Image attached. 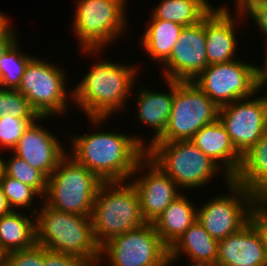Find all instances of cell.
I'll return each mask as SVG.
<instances>
[{"mask_svg":"<svg viewBox=\"0 0 267 266\" xmlns=\"http://www.w3.org/2000/svg\"><path fill=\"white\" fill-rule=\"evenodd\" d=\"M72 138L69 155L102 182L126 181L133 178L134 170L146 156L148 147L145 140L143 142L139 136L115 131L99 130Z\"/></svg>","mask_w":267,"mask_h":266,"instance_id":"6da1fadb","label":"cell"},{"mask_svg":"<svg viewBox=\"0 0 267 266\" xmlns=\"http://www.w3.org/2000/svg\"><path fill=\"white\" fill-rule=\"evenodd\" d=\"M104 60L98 59L72 91L73 103L83 110L94 127H101L118 110L123 112L138 74L137 67Z\"/></svg>","mask_w":267,"mask_h":266,"instance_id":"7a4b0ae2","label":"cell"},{"mask_svg":"<svg viewBox=\"0 0 267 266\" xmlns=\"http://www.w3.org/2000/svg\"><path fill=\"white\" fill-rule=\"evenodd\" d=\"M42 204L40 212L35 213L36 244L97 266L100 246L94 239L91 216L65 213Z\"/></svg>","mask_w":267,"mask_h":266,"instance_id":"3957f363","label":"cell"},{"mask_svg":"<svg viewBox=\"0 0 267 266\" xmlns=\"http://www.w3.org/2000/svg\"><path fill=\"white\" fill-rule=\"evenodd\" d=\"M92 230L101 246L112 237L143 226L140 201L130 181L102 182L91 213Z\"/></svg>","mask_w":267,"mask_h":266,"instance_id":"277c9868","label":"cell"},{"mask_svg":"<svg viewBox=\"0 0 267 266\" xmlns=\"http://www.w3.org/2000/svg\"><path fill=\"white\" fill-rule=\"evenodd\" d=\"M102 181L72 156L65 155L48 177L41 203L71 214L91 216Z\"/></svg>","mask_w":267,"mask_h":266,"instance_id":"5b68a950","label":"cell"},{"mask_svg":"<svg viewBox=\"0 0 267 266\" xmlns=\"http://www.w3.org/2000/svg\"><path fill=\"white\" fill-rule=\"evenodd\" d=\"M126 0H77L73 30L84 53L99 56L127 29ZM93 54V55H92Z\"/></svg>","mask_w":267,"mask_h":266,"instance_id":"8992f818","label":"cell"},{"mask_svg":"<svg viewBox=\"0 0 267 266\" xmlns=\"http://www.w3.org/2000/svg\"><path fill=\"white\" fill-rule=\"evenodd\" d=\"M146 156L176 183L179 190L201 188L223 170L190 140L154 142L146 149Z\"/></svg>","mask_w":267,"mask_h":266,"instance_id":"52a82bcc","label":"cell"},{"mask_svg":"<svg viewBox=\"0 0 267 266\" xmlns=\"http://www.w3.org/2000/svg\"><path fill=\"white\" fill-rule=\"evenodd\" d=\"M219 107L193 82L174 80L172 109L164 133L155 142L190 140L218 119Z\"/></svg>","mask_w":267,"mask_h":266,"instance_id":"ba28073f","label":"cell"},{"mask_svg":"<svg viewBox=\"0 0 267 266\" xmlns=\"http://www.w3.org/2000/svg\"><path fill=\"white\" fill-rule=\"evenodd\" d=\"M61 69L35 56L26 66L17 90L25 96L39 117L66 115L68 111L67 101H72V91L69 90V94L66 89V73Z\"/></svg>","mask_w":267,"mask_h":266,"instance_id":"9c48e42d","label":"cell"},{"mask_svg":"<svg viewBox=\"0 0 267 266\" xmlns=\"http://www.w3.org/2000/svg\"><path fill=\"white\" fill-rule=\"evenodd\" d=\"M110 266H171L169 248L162 242L153 223L119 234L100 246L101 260Z\"/></svg>","mask_w":267,"mask_h":266,"instance_id":"30bf717a","label":"cell"},{"mask_svg":"<svg viewBox=\"0 0 267 266\" xmlns=\"http://www.w3.org/2000/svg\"><path fill=\"white\" fill-rule=\"evenodd\" d=\"M193 82L221 107L258 93V66L240 59L211 64Z\"/></svg>","mask_w":267,"mask_h":266,"instance_id":"8fae6325","label":"cell"},{"mask_svg":"<svg viewBox=\"0 0 267 266\" xmlns=\"http://www.w3.org/2000/svg\"><path fill=\"white\" fill-rule=\"evenodd\" d=\"M229 195H218L197 208V221L217 241L238 232L249 222V211L257 198L253 193L231 180Z\"/></svg>","mask_w":267,"mask_h":266,"instance_id":"7c38bea8","label":"cell"},{"mask_svg":"<svg viewBox=\"0 0 267 266\" xmlns=\"http://www.w3.org/2000/svg\"><path fill=\"white\" fill-rule=\"evenodd\" d=\"M218 119L241 155L267 131L266 106L261 96L254 99L252 95L219 107Z\"/></svg>","mask_w":267,"mask_h":266,"instance_id":"4fadbf2b","label":"cell"},{"mask_svg":"<svg viewBox=\"0 0 267 266\" xmlns=\"http://www.w3.org/2000/svg\"><path fill=\"white\" fill-rule=\"evenodd\" d=\"M163 79L194 81L208 66L204 19L185 26L170 57L162 64Z\"/></svg>","mask_w":267,"mask_h":266,"instance_id":"5bb4252c","label":"cell"},{"mask_svg":"<svg viewBox=\"0 0 267 266\" xmlns=\"http://www.w3.org/2000/svg\"><path fill=\"white\" fill-rule=\"evenodd\" d=\"M135 173L142 175H137V179H130L139 196L141 215L147 223H153L183 192L178 191L176 183L147 156L137 164L133 176Z\"/></svg>","mask_w":267,"mask_h":266,"instance_id":"9a60e30c","label":"cell"},{"mask_svg":"<svg viewBox=\"0 0 267 266\" xmlns=\"http://www.w3.org/2000/svg\"><path fill=\"white\" fill-rule=\"evenodd\" d=\"M45 118L50 119L38 117L28 126L12 152L48 178L68 153L52 132L39 125Z\"/></svg>","mask_w":267,"mask_h":266,"instance_id":"2e32d148","label":"cell"},{"mask_svg":"<svg viewBox=\"0 0 267 266\" xmlns=\"http://www.w3.org/2000/svg\"><path fill=\"white\" fill-rule=\"evenodd\" d=\"M236 14L238 15L232 16L224 4L216 8L213 7V10L204 18L208 65L226 63L235 59L238 38L235 37L237 21L234 17L240 19L244 17L242 13Z\"/></svg>","mask_w":267,"mask_h":266,"instance_id":"e0dca14e","label":"cell"},{"mask_svg":"<svg viewBox=\"0 0 267 266\" xmlns=\"http://www.w3.org/2000/svg\"><path fill=\"white\" fill-rule=\"evenodd\" d=\"M216 266H267L266 250L250 222L219 241Z\"/></svg>","mask_w":267,"mask_h":266,"instance_id":"ac0fdd59","label":"cell"},{"mask_svg":"<svg viewBox=\"0 0 267 266\" xmlns=\"http://www.w3.org/2000/svg\"><path fill=\"white\" fill-rule=\"evenodd\" d=\"M190 142L223 169L226 185L237 174L242 162V155L236 150L219 119L203 126L190 139Z\"/></svg>","mask_w":267,"mask_h":266,"instance_id":"d6986e66","label":"cell"},{"mask_svg":"<svg viewBox=\"0 0 267 266\" xmlns=\"http://www.w3.org/2000/svg\"><path fill=\"white\" fill-rule=\"evenodd\" d=\"M218 243L196 221L169 248V264H174L184 253L190 259V266H216Z\"/></svg>","mask_w":267,"mask_h":266,"instance_id":"ffe728a7","label":"cell"},{"mask_svg":"<svg viewBox=\"0 0 267 266\" xmlns=\"http://www.w3.org/2000/svg\"><path fill=\"white\" fill-rule=\"evenodd\" d=\"M170 92H154L143 88L137 89L135 99L137 100V120L144 125L152 127L154 135L148 143V147L153 144L165 131L172 109L174 97V80L165 79ZM137 97V98H136Z\"/></svg>","mask_w":267,"mask_h":266,"instance_id":"44dd1931","label":"cell"},{"mask_svg":"<svg viewBox=\"0 0 267 266\" xmlns=\"http://www.w3.org/2000/svg\"><path fill=\"white\" fill-rule=\"evenodd\" d=\"M184 193L174 199L153 222L162 242L170 248L197 221V208Z\"/></svg>","mask_w":267,"mask_h":266,"instance_id":"7402d4cb","label":"cell"},{"mask_svg":"<svg viewBox=\"0 0 267 266\" xmlns=\"http://www.w3.org/2000/svg\"><path fill=\"white\" fill-rule=\"evenodd\" d=\"M232 180L256 197L267 195V131L242 155L241 165Z\"/></svg>","mask_w":267,"mask_h":266,"instance_id":"603a6c76","label":"cell"},{"mask_svg":"<svg viewBox=\"0 0 267 266\" xmlns=\"http://www.w3.org/2000/svg\"><path fill=\"white\" fill-rule=\"evenodd\" d=\"M141 36V46L151 60L161 63L170 57L184 26L161 19H150Z\"/></svg>","mask_w":267,"mask_h":266,"instance_id":"cb8c5ba5","label":"cell"},{"mask_svg":"<svg viewBox=\"0 0 267 266\" xmlns=\"http://www.w3.org/2000/svg\"><path fill=\"white\" fill-rule=\"evenodd\" d=\"M36 244L35 217L12 210L0 217V248L8 253L25 250Z\"/></svg>","mask_w":267,"mask_h":266,"instance_id":"d4e9b609","label":"cell"},{"mask_svg":"<svg viewBox=\"0 0 267 266\" xmlns=\"http://www.w3.org/2000/svg\"><path fill=\"white\" fill-rule=\"evenodd\" d=\"M208 0H161L152 12L151 19H161L182 26L202 21L212 10Z\"/></svg>","mask_w":267,"mask_h":266,"instance_id":"484cf974","label":"cell"},{"mask_svg":"<svg viewBox=\"0 0 267 266\" xmlns=\"http://www.w3.org/2000/svg\"><path fill=\"white\" fill-rule=\"evenodd\" d=\"M18 41L0 56V88L17 89L28 62L33 58L20 51Z\"/></svg>","mask_w":267,"mask_h":266,"instance_id":"4316f807","label":"cell"},{"mask_svg":"<svg viewBox=\"0 0 267 266\" xmlns=\"http://www.w3.org/2000/svg\"><path fill=\"white\" fill-rule=\"evenodd\" d=\"M9 157L8 160L4 159V173L34 188L43 198L47 190L48 178L14 153Z\"/></svg>","mask_w":267,"mask_h":266,"instance_id":"83f0119b","label":"cell"},{"mask_svg":"<svg viewBox=\"0 0 267 266\" xmlns=\"http://www.w3.org/2000/svg\"><path fill=\"white\" fill-rule=\"evenodd\" d=\"M0 186L12 210L27 209L28 211V209L30 210L29 207L32 206L30 214L35 217V213L38 210L36 207H33L34 205L32 203L34 202V198H39L41 195L34 188L23 184L15 178L7 176L5 173L0 179Z\"/></svg>","mask_w":267,"mask_h":266,"instance_id":"f1b7e54d","label":"cell"},{"mask_svg":"<svg viewBox=\"0 0 267 266\" xmlns=\"http://www.w3.org/2000/svg\"><path fill=\"white\" fill-rule=\"evenodd\" d=\"M9 114L12 118H38L28 100L17 89L0 88V118Z\"/></svg>","mask_w":267,"mask_h":266,"instance_id":"f546056e","label":"cell"},{"mask_svg":"<svg viewBox=\"0 0 267 266\" xmlns=\"http://www.w3.org/2000/svg\"><path fill=\"white\" fill-rule=\"evenodd\" d=\"M38 118H15L9 114L0 118V148L13 150L28 126Z\"/></svg>","mask_w":267,"mask_h":266,"instance_id":"4dcf8cb0","label":"cell"},{"mask_svg":"<svg viewBox=\"0 0 267 266\" xmlns=\"http://www.w3.org/2000/svg\"><path fill=\"white\" fill-rule=\"evenodd\" d=\"M249 222L259 234L267 253V199L257 197L249 211Z\"/></svg>","mask_w":267,"mask_h":266,"instance_id":"1f68e13d","label":"cell"},{"mask_svg":"<svg viewBox=\"0 0 267 266\" xmlns=\"http://www.w3.org/2000/svg\"><path fill=\"white\" fill-rule=\"evenodd\" d=\"M44 247L35 244L25 250L8 253L7 266H43Z\"/></svg>","mask_w":267,"mask_h":266,"instance_id":"d6a6232c","label":"cell"},{"mask_svg":"<svg viewBox=\"0 0 267 266\" xmlns=\"http://www.w3.org/2000/svg\"><path fill=\"white\" fill-rule=\"evenodd\" d=\"M43 266H88L82 259L73 255L47 250L44 247Z\"/></svg>","mask_w":267,"mask_h":266,"instance_id":"836d02e7","label":"cell"},{"mask_svg":"<svg viewBox=\"0 0 267 266\" xmlns=\"http://www.w3.org/2000/svg\"><path fill=\"white\" fill-rule=\"evenodd\" d=\"M249 13V14H247ZM243 15L249 17L256 23L260 31L267 37V3L262 1H257L247 7L243 12Z\"/></svg>","mask_w":267,"mask_h":266,"instance_id":"e575fe53","label":"cell"},{"mask_svg":"<svg viewBox=\"0 0 267 266\" xmlns=\"http://www.w3.org/2000/svg\"><path fill=\"white\" fill-rule=\"evenodd\" d=\"M16 34V30L12 29L11 25L0 33V56L4 55L16 41H19L16 40L18 38Z\"/></svg>","mask_w":267,"mask_h":266,"instance_id":"d590c367","label":"cell"},{"mask_svg":"<svg viewBox=\"0 0 267 266\" xmlns=\"http://www.w3.org/2000/svg\"><path fill=\"white\" fill-rule=\"evenodd\" d=\"M263 67L258 66L259 92H260L261 88H263V87H265V85H267V55L265 57Z\"/></svg>","mask_w":267,"mask_h":266,"instance_id":"8d00e7d4","label":"cell"},{"mask_svg":"<svg viewBox=\"0 0 267 266\" xmlns=\"http://www.w3.org/2000/svg\"><path fill=\"white\" fill-rule=\"evenodd\" d=\"M11 211L12 209L8 205L3 189L0 186V217L9 214Z\"/></svg>","mask_w":267,"mask_h":266,"instance_id":"74e56055","label":"cell"},{"mask_svg":"<svg viewBox=\"0 0 267 266\" xmlns=\"http://www.w3.org/2000/svg\"><path fill=\"white\" fill-rule=\"evenodd\" d=\"M261 0H236V12L242 13L251 4Z\"/></svg>","mask_w":267,"mask_h":266,"instance_id":"f35d334b","label":"cell"},{"mask_svg":"<svg viewBox=\"0 0 267 266\" xmlns=\"http://www.w3.org/2000/svg\"><path fill=\"white\" fill-rule=\"evenodd\" d=\"M5 14L6 13L1 12L0 10V33L3 32L10 25V19H8Z\"/></svg>","mask_w":267,"mask_h":266,"instance_id":"ab89813d","label":"cell"},{"mask_svg":"<svg viewBox=\"0 0 267 266\" xmlns=\"http://www.w3.org/2000/svg\"><path fill=\"white\" fill-rule=\"evenodd\" d=\"M8 252L0 248V266H7Z\"/></svg>","mask_w":267,"mask_h":266,"instance_id":"60d3db41","label":"cell"},{"mask_svg":"<svg viewBox=\"0 0 267 266\" xmlns=\"http://www.w3.org/2000/svg\"><path fill=\"white\" fill-rule=\"evenodd\" d=\"M4 174V157L2 158L0 156V179L2 178Z\"/></svg>","mask_w":267,"mask_h":266,"instance_id":"b9f144b4","label":"cell"},{"mask_svg":"<svg viewBox=\"0 0 267 266\" xmlns=\"http://www.w3.org/2000/svg\"><path fill=\"white\" fill-rule=\"evenodd\" d=\"M266 95V96H265ZM263 95V99H264V102H265V106H266V118H267V94Z\"/></svg>","mask_w":267,"mask_h":266,"instance_id":"7bdbcfd3","label":"cell"}]
</instances>
